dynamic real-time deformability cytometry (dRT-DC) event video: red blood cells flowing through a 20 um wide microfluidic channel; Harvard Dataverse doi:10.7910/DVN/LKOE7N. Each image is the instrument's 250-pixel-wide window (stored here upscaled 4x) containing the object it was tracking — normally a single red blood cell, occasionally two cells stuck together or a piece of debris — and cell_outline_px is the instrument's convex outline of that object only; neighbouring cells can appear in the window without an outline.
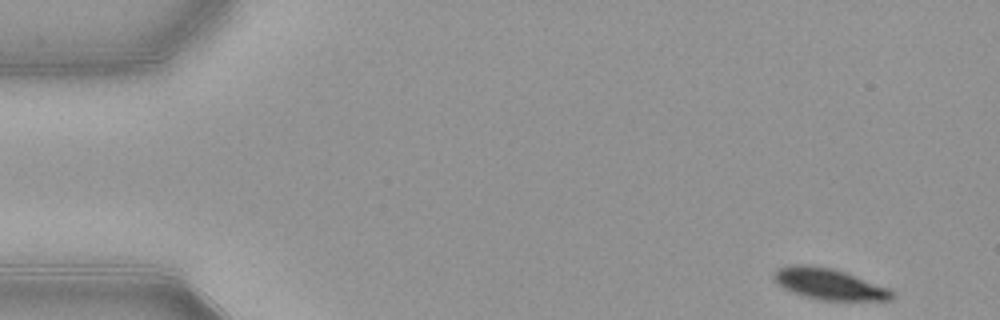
{"species": "common noctule bat (a hibernating species)", "species_latin": "Nyctalus noctula", "temperature_condition": "warm", "stored_images_in_passage": 12, "camera_frame_rate_fps": 3000, "um_per_image_px": 0.085, "animal": {"sex": "female", "body_mass_g": 21.9}, "frame": {"image": 1, "passage_image": 1, "time_ms": 0.0, "image_size_px": [1000, 320], "cell_outline_px": [[892, 300], [820, 300], [804, 296], [792, 292], [784, 288], [772, 276], [772, 272], [776, 268], [792, 264], [812, 264], [832, 268], [844, 272], [888, 288], [892, 292]], "centroid_in_image_um": [70.4, 24.12], "position_along_channel_um": 14.6, "area_um2": 21.27}}